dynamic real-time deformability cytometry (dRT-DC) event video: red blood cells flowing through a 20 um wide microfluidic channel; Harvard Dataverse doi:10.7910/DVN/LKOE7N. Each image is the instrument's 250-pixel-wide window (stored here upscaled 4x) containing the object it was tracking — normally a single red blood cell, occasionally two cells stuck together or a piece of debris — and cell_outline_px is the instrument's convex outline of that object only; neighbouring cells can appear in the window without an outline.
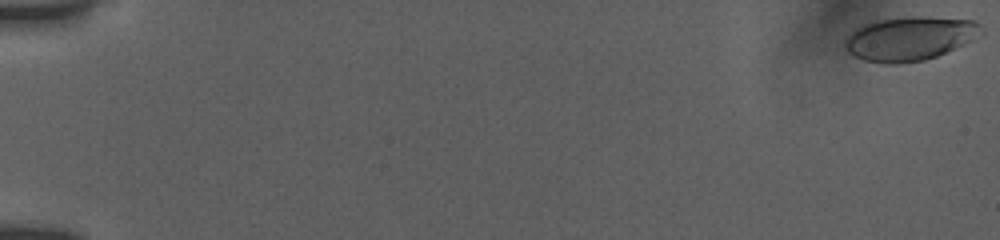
{"species": "human", "species_latin": "Homo sapiens", "temperature_condition": "room temperature", "stored_images_in_passage": 52, "camera_frame_rate_fps": 3000, "um_per_image_px": 0.085, "donor": {"sex": "female"}, "frame": {"image": 1, "passage_image": 1, "time_ms": 0.0, "image_size_px": [1000, 240], "cell_outline_px": [[984, 36], [936, 56], [924, 60], [888, 64], [864, 60], [848, 52], [844, 44], [844, 40], [852, 28], [876, 20], [904, 16], [928, 16], [972, 20], [980, 24], [984, 32]], "centroid_in_image_um": [77.35, 3.25], "position_along_channel_um": 7.7, "area_um2": 35.37}}
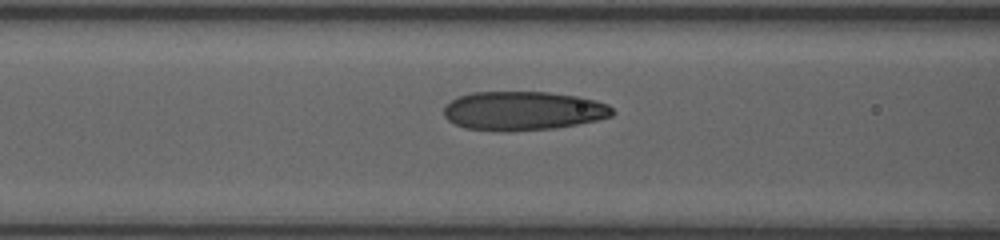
{"frame": {"image": 2, "passage_image": 23, "time_ms": 8.0, "image_size_px": [1000, 240], "cell_outline_px": [[616, 112], [612, 116], [596, 120], [576, 124], [552, 128], [464, 128], [448, 120], [444, 116], [444, 108], [452, 100], [460, 96], [472, 92], [548, 92], [580, 96], [596, 100], [608, 104]], "centroid_in_image_um": [44.53, 9.36], "position_along_channel_um": 122.1, "area_um2": 37.05}}
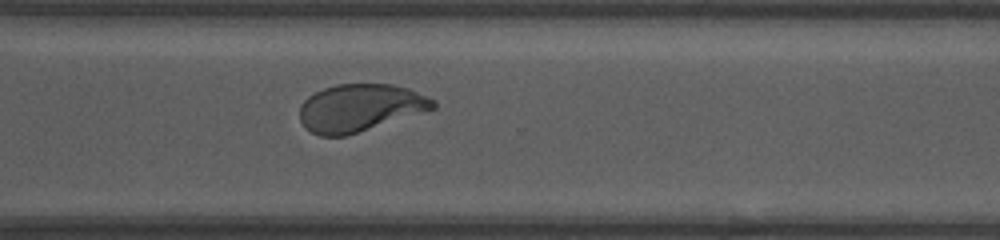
{"frame": {"image": 3, "passage_image": 52, "time_ms": 13.667, "image_size_px": [1000, 240], "cell_outline_px": [[436, 108], [344, 136], [320, 136], [304, 128], [300, 120], [300, 104], [308, 96], [324, 88], [336, 84], [392, 84], [408, 88], [436, 100]], "centroid_in_image_um": [30.57, 9.15], "position_along_channel_um": 340.0, "area_um2": 36.7}}